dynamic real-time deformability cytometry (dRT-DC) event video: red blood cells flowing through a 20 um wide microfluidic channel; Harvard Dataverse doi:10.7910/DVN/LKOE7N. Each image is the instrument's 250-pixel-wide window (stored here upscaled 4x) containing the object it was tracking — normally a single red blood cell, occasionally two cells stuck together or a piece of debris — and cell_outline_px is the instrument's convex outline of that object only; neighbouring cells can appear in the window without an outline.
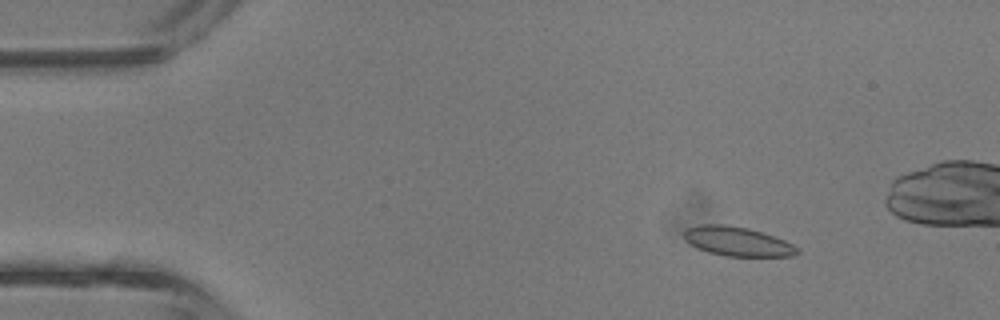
{"species": "common noctule bat (a hibernating species)", "species_latin": "Nyctalus noctula", "temperature_condition": "room temperature", "stored_images_in_passage": 43, "camera_frame_rate_fps": 3000, "um_per_image_px": 0.085, "animal": {"sex": "male", "body_mass_g": 13.3}, "frame": {"image": 1, "passage_image": 6, "time_ms": 1.667, "image_size_px": [1000, 320], "cell_outline_px": [[800, 252], [792, 256], [724, 256], [708, 252], [696, 248], [688, 244], [684, 240], [684, 232], [688, 228], [700, 224], [724, 224], [748, 228], [784, 240], [792, 244]], "centroid_in_image_um": [62.62, 20.52], "position_along_channel_um": 22.4, "area_um2": 19.25}}
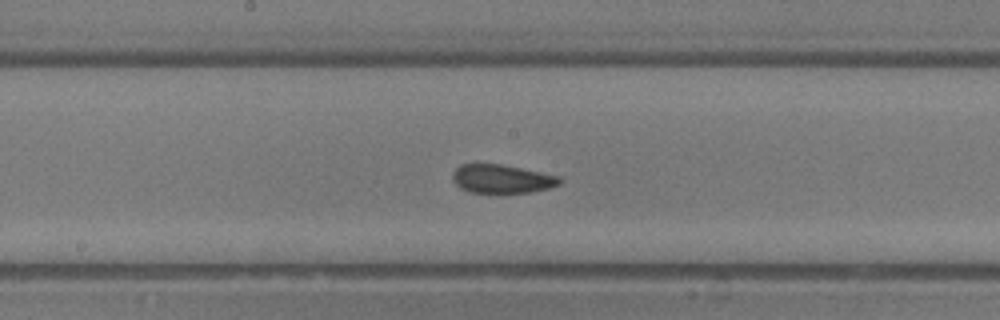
{"frame": {"image": 2, "passage_image": 22, "time_ms": 7.0, "image_size_px": [1000, 320], "cell_outline_px": [[560, 184], [548, 188], [528, 192], [500, 196], [468, 192], [460, 188], [452, 180], [452, 172], [460, 164], [500, 164], [560, 176]], "centroid_in_image_um": [42.6, 15.25], "position_along_channel_um": 205.6, "area_um2": 18.5}}
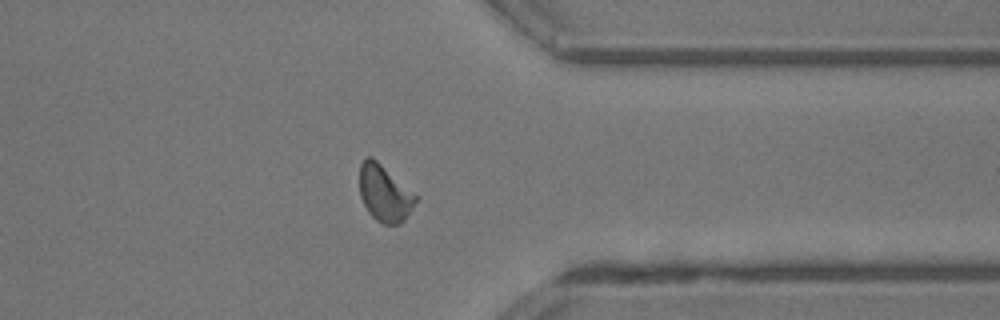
{"frame": {"image": 3, "passage_image": 33, "time_ms": 10.667, "image_size_px": [1000, 320], "cell_outline_px": [[420, 196], [404, 220], [400, 224], [384, 224], [376, 220], [368, 212], [360, 196], [360, 164], [368, 156], [372, 156]], "centroid_in_image_um": [32.72, 16.42], "position_along_channel_um": 378.7, "area_um2": 18.67}, "authors_computed_cell_mechanics": {"area_um2": 18.6694, "velocity_mm_per_s": 4.9321, "shape_relaxation_time_tau1_ms": null, "shape_relaxation_time_tau2_ms": 1.0571, "deformation_change_tau1": null, "deformation_change_tau2": 0.0771}}